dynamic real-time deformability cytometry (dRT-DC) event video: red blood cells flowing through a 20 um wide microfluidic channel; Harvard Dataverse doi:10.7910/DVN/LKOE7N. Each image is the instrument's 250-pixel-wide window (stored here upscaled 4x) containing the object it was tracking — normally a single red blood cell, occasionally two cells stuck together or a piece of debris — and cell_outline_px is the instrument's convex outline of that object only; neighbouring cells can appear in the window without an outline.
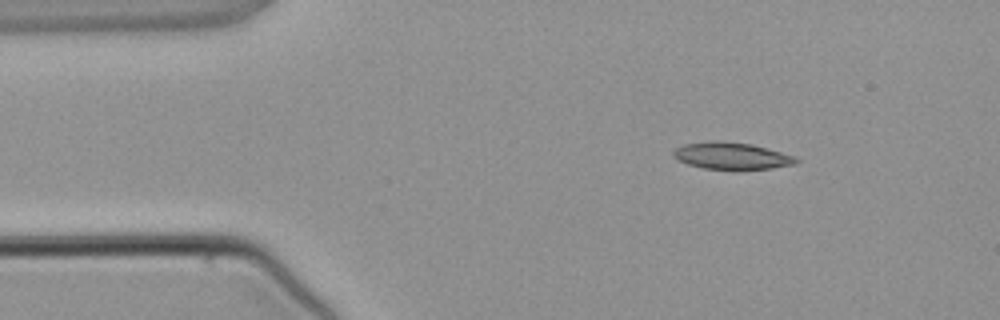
{"species": "common noctule bat (a hibernating species)", "species_latin": "Nyctalus noctula", "temperature_condition": "warm", "stored_images_in_passage": 2, "camera_frame_rate_fps": 3000, "um_per_image_px": 0.085, "animal": {"sex": "male", "body_mass_g": 21.5, "forearm_length_mm": 52.0}, "frame": {"image": 1, "passage_image": 1, "time_ms": 0.0, "image_size_px": [1000, 320], "cell_outline_px": [[800, 160], [796, 164], [772, 168], [736, 172], [704, 168], [688, 164], [672, 156], [672, 152], [676, 148], [684, 144], [712, 140], [724, 140], [752, 144], [796, 156]], "centroid_in_image_um": [62.22, 13.27], "position_along_channel_um": 22.8, "area_um2": 20.06}}